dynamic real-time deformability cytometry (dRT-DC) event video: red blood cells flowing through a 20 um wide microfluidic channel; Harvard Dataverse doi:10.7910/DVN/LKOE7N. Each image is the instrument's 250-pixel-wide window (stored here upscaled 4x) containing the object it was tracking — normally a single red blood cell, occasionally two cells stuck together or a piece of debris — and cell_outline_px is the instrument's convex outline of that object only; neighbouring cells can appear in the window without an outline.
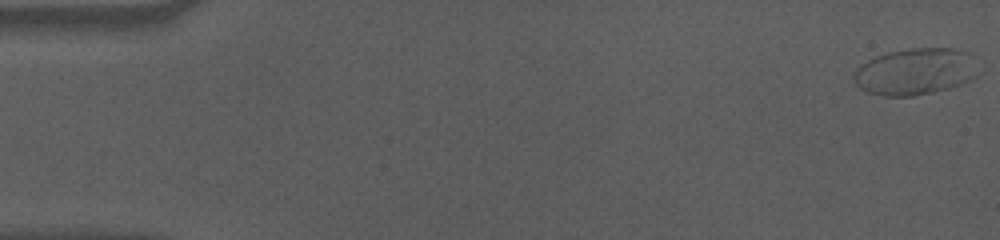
{"species": "human", "species_latin": "Homo sapiens", "temperature_condition": "cold", "stored_images_in_passage": 53, "camera_frame_rate_fps": 3000, "um_per_image_px": 0.085, "donor": {"sex": "male"}, "frame": {"image": 1, "passage_image": 1, "time_ms": 0.0, "image_size_px": [1000, 240], "cell_outline_px": [[980, 72], [972, 80], [948, 88], [932, 92], [912, 96], [884, 96], [868, 92], [860, 88], [856, 84], [852, 76], [856, 68], [860, 64], [876, 56], [888, 52], [912, 48], [956, 48], [972, 52]], "centroid_in_image_um": [77.85, 6.07], "position_along_channel_um": 7.2, "area_um2": 34.33}}
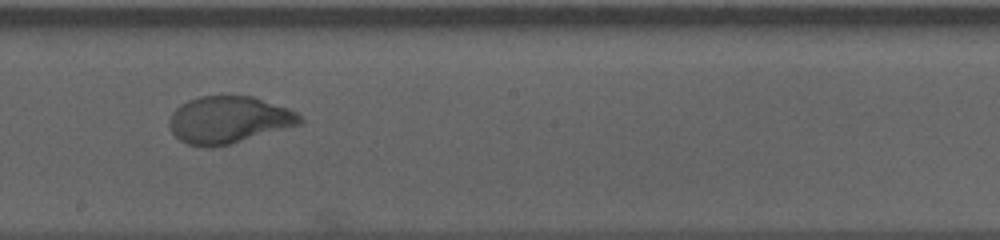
{"frame": {"image": 2, "passage_image": 33, "time_ms": 10.667, "image_size_px": [1000, 240], "cell_outline_px": [[304, 120], [300, 124], [228, 144], [212, 148], [204, 148], [188, 144], [180, 140], [172, 132], [168, 124], [168, 120], [172, 112], [180, 104], [188, 100], [200, 96], [252, 96], [288, 108], [296, 112]], "centroid_in_image_um": [19.39, 10.18], "position_along_channel_um": 228.8, "area_um2": 35.66}}
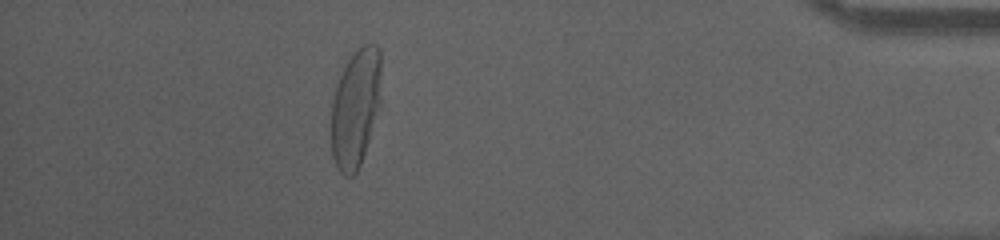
{"frame": {"image": 3, "passage_image": 52, "time_ms": 17.0, "image_size_px": [1000, 240], "cell_outline_px": [[380, 104], [360, 164], [356, 172], [352, 176], [344, 176], [340, 172], [332, 156], [328, 124], [332, 100], [336, 84], [348, 60], [364, 44], [376, 44], [380, 48]], "centroid_in_image_um": [30.17, 9.21], "position_along_channel_um": 405.0, "area_um2": 34.68}}